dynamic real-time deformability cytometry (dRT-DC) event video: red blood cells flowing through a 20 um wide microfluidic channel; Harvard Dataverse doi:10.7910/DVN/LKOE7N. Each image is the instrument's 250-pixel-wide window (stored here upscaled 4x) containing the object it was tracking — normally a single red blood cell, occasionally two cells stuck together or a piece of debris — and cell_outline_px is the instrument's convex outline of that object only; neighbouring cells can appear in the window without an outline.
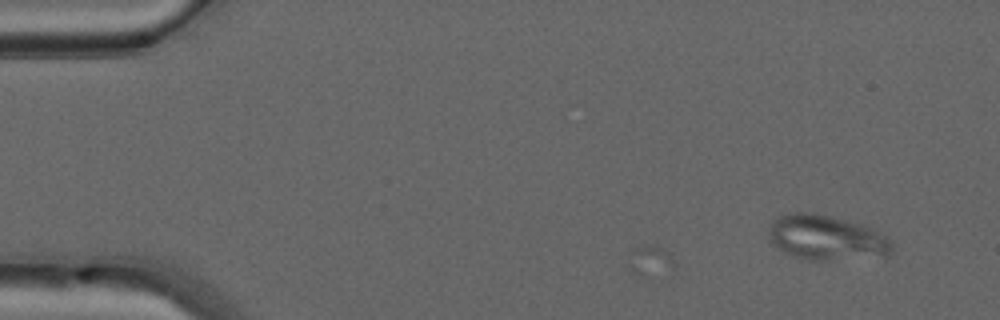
{"species": "common noctule bat (a hibernating species)", "species_latin": "Nyctalus noctula", "temperature_condition": "warm", "stored_images_in_passage": 6, "camera_frame_rate_fps": 3000, "um_per_image_px": 0.085, "animal": {"sex": "male", "forearm_length_mm": 52.5}, "frame": {"image": 1, "passage_image": 1, "time_ms": 0.0, "image_size_px": [1000, 320], "cell_outline_px": [[892, 252], [888, 256], [828, 260], [800, 260], [776, 248], [768, 240], [768, 232], [772, 220], [788, 212], [812, 212], [868, 224], [884, 236], [892, 244]], "centroid_in_image_um": [70.21, 20.2], "position_along_channel_um": 14.8, "area_um2": 33.0}}